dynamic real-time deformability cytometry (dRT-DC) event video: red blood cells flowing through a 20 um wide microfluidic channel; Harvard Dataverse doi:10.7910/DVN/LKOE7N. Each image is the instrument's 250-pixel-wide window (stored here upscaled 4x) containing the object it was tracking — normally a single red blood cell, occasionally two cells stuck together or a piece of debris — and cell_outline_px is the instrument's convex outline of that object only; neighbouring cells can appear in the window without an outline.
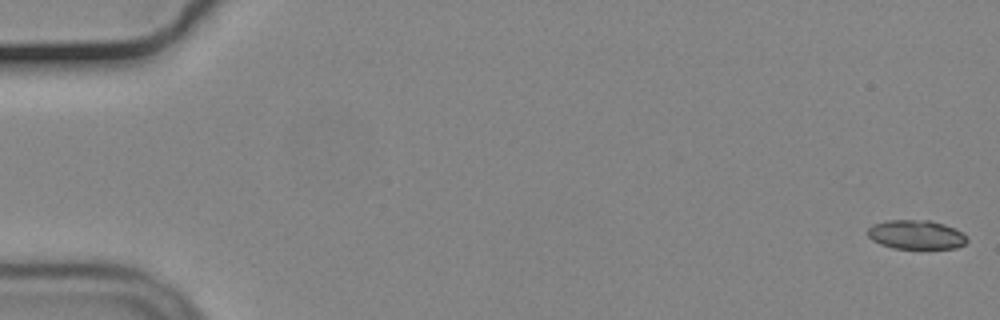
{"species": "common noctule bat (a hibernating species)", "species_latin": "Nyctalus noctula", "temperature_condition": "cold", "stored_images_in_passage": 26, "camera_frame_rate_fps": 3000, "um_per_image_px": 0.085, "animal": {"sex": "male", "body_mass_g": 19.2, "forearm_length_mm": 51.8}, "frame": {"image": 1, "passage_image": 1, "time_ms": 0.0, "image_size_px": [1000, 320], "cell_outline_px": [[968, 240], [964, 244], [956, 248], [892, 248], [880, 244], [872, 240], [868, 236], [868, 228], [872, 224], [888, 220], [928, 220], [944, 224], [968, 236]], "centroid_in_image_um": [77.85, 19.94], "position_along_channel_um": 7.2, "area_um2": 16.76}}
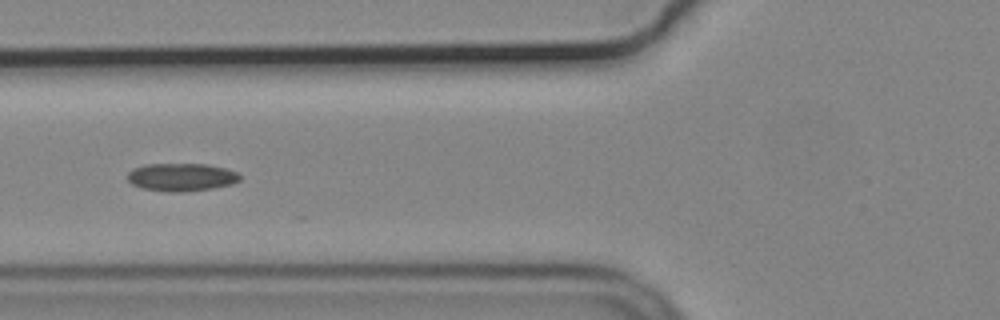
{"frame": {"image": 2, "passage_image": 22, "time_ms": 7.0, "image_size_px": [1000, 320], "cell_outline_px": [[240, 180], [232, 184], [212, 188], [184, 192], [168, 192], [140, 188], [132, 184], [128, 180], [128, 172], [132, 168], [144, 164], [204, 164], [224, 168], [236, 172], [240, 176]], "centroid_in_image_um": [15.38, 15.06], "position_along_channel_um": 110.4, "area_um2": 18.32}}
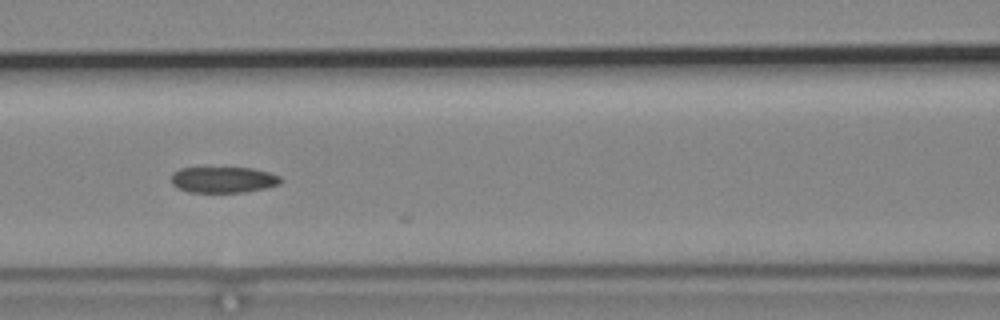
{"frame": {"image": 3, "passage_image": 25, "time_ms": 8.0, "image_size_px": [1000, 320], "cell_outline_px": [[280, 184], [264, 188], [244, 192], [188, 192], [172, 184], [172, 172], [180, 168], [252, 168], [268, 172], [280, 176]], "centroid_in_image_um": [18.97, 15.27], "position_along_channel_um": 147.6, "area_um2": 16.42}}